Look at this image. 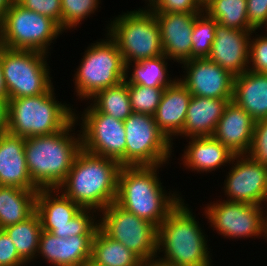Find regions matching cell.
<instances>
[{
    "label": "cell",
    "instance_id": "6da1fadb",
    "mask_svg": "<svg viewBox=\"0 0 267 266\" xmlns=\"http://www.w3.org/2000/svg\"><path fill=\"white\" fill-rule=\"evenodd\" d=\"M78 116L74 112V119L59 132L25 138L27 168L38 189H57L71 170L82 149L80 131L74 133Z\"/></svg>",
    "mask_w": 267,
    "mask_h": 266
},
{
    "label": "cell",
    "instance_id": "7a4b0ae2",
    "mask_svg": "<svg viewBox=\"0 0 267 266\" xmlns=\"http://www.w3.org/2000/svg\"><path fill=\"white\" fill-rule=\"evenodd\" d=\"M162 166H122L115 200L120 207L157 228L183 199L176 191L172 194L163 189L158 176Z\"/></svg>",
    "mask_w": 267,
    "mask_h": 266
},
{
    "label": "cell",
    "instance_id": "3957f363",
    "mask_svg": "<svg viewBox=\"0 0 267 266\" xmlns=\"http://www.w3.org/2000/svg\"><path fill=\"white\" fill-rule=\"evenodd\" d=\"M121 167L116 160L81 149L57 189L82 209L99 213L116 200Z\"/></svg>",
    "mask_w": 267,
    "mask_h": 266
},
{
    "label": "cell",
    "instance_id": "277c9868",
    "mask_svg": "<svg viewBox=\"0 0 267 266\" xmlns=\"http://www.w3.org/2000/svg\"><path fill=\"white\" fill-rule=\"evenodd\" d=\"M184 201L157 228V255H164L155 259L170 266H213L205 230Z\"/></svg>",
    "mask_w": 267,
    "mask_h": 266
},
{
    "label": "cell",
    "instance_id": "5b68a950",
    "mask_svg": "<svg viewBox=\"0 0 267 266\" xmlns=\"http://www.w3.org/2000/svg\"><path fill=\"white\" fill-rule=\"evenodd\" d=\"M54 85L44 94L8 99V128L24 138L50 135L63 130L73 119V107L56 100Z\"/></svg>",
    "mask_w": 267,
    "mask_h": 266
},
{
    "label": "cell",
    "instance_id": "8992f818",
    "mask_svg": "<svg viewBox=\"0 0 267 266\" xmlns=\"http://www.w3.org/2000/svg\"><path fill=\"white\" fill-rule=\"evenodd\" d=\"M110 21L107 33L117 43L125 65L164 54L159 24L151 9L127 11Z\"/></svg>",
    "mask_w": 267,
    "mask_h": 266
},
{
    "label": "cell",
    "instance_id": "52a82bcc",
    "mask_svg": "<svg viewBox=\"0 0 267 266\" xmlns=\"http://www.w3.org/2000/svg\"><path fill=\"white\" fill-rule=\"evenodd\" d=\"M85 50L75 71L74 85L78 99L89 100L96 92L126 79V65L117 43L106 33Z\"/></svg>",
    "mask_w": 267,
    "mask_h": 266
},
{
    "label": "cell",
    "instance_id": "ba28073f",
    "mask_svg": "<svg viewBox=\"0 0 267 266\" xmlns=\"http://www.w3.org/2000/svg\"><path fill=\"white\" fill-rule=\"evenodd\" d=\"M62 32L51 18L27 10L13 1L0 20V46L48 54L49 46Z\"/></svg>",
    "mask_w": 267,
    "mask_h": 266
},
{
    "label": "cell",
    "instance_id": "9c48e42d",
    "mask_svg": "<svg viewBox=\"0 0 267 266\" xmlns=\"http://www.w3.org/2000/svg\"><path fill=\"white\" fill-rule=\"evenodd\" d=\"M36 212L40 217L42 230L59 238L94 235L99 228L98 212L82 209L58 189H39L36 195Z\"/></svg>",
    "mask_w": 267,
    "mask_h": 266
},
{
    "label": "cell",
    "instance_id": "30bf717a",
    "mask_svg": "<svg viewBox=\"0 0 267 266\" xmlns=\"http://www.w3.org/2000/svg\"><path fill=\"white\" fill-rule=\"evenodd\" d=\"M48 55L34 50H13L0 46L8 99L44 94L53 86Z\"/></svg>",
    "mask_w": 267,
    "mask_h": 266
},
{
    "label": "cell",
    "instance_id": "8fae6325",
    "mask_svg": "<svg viewBox=\"0 0 267 266\" xmlns=\"http://www.w3.org/2000/svg\"><path fill=\"white\" fill-rule=\"evenodd\" d=\"M98 214L99 229L108 237L121 242L143 262L157 256V227L126 211L115 202ZM102 215V216H101Z\"/></svg>",
    "mask_w": 267,
    "mask_h": 266
},
{
    "label": "cell",
    "instance_id": "7c38bea8",
    "mask_svg": "<svg viewBox=\"0 0 267 266\" xmlns=\"http://www.w3.org/2000/svg\"><path fill=\"white\" fill-rule=\"evenodd\" d=\"M124 128L125 166L168 165L173 145L158 128L153 115L133 112L124 120Z\"/></svg>",
    "mask_w": 267,
    "mask_h": 266
},
{
    "label": "cell",
    "instance_id": "4fadbf2b",
    "mask_svg": "<svg viewBox=\"0 0 267 266\" xmlns=\"http://www.w3.org/2000/svg\"><path fill=\"white\" fill-rule=\"evenodd\" d=\"M210 202L204 215L218 235L224 238H266L267 211L264 206L227 200ZM264 208V209H263ZM256 236V237H255Z\"/></svg>",
    "mask_w": 267,
    "mask_h": 266
},
{
    "label": "cell",
    "instance_id": "5bb4252c",
    "mask_svg": "<svg viewBox=\"0 0 267 266\" xmlns=\"http://www.w3.org/2000/svg\"><path fill=\"white\" fill-rule=\"evenodd\" d=\"M81 125V144L85 151L116 160L125 166L126 133L124 121L97 111L91 104L85 108Z\"/></svg>",
    "mask_w": 267,
    "mask_h": 266
},
{
    "label": "cell",
    "instance_id": "9a60e30c",
    "mask_svg": "<svg viewBox=\"0 0 267 266\" xmlns=\"http://www.w3.org/2000/svg\"><path fill=\"white\" fill-rule=\"evenodd\" d=\"M231 164L224 180L226 200L267 205V166L256 163L247 155H235Z\"/></svg>",
    "mask_w": 267,
    "mask_h": 266
},
{
    "label": "cell",
    "instance_id": "2e32d148",
    "mask_svg": "<svg viewBox=\"0 0 267 266\" xmlns=\"http://www.w3.org/2000/svg\"><path fill=\"white\" fill-rule=\"evenodd\" d=\"M184 76L178 78L194 96L233 99L234 77L216 63L202 59H190L181 63ZM184 78V79H183Z\"/></svg>",
    "mask_w": 267,
    "mask_h": 266
},
{
    "label": "cell",
    "instance_id": "e0dca14e",
    "mask_svg": "<svg viewBox=\"0 0 267 266\" xmlns=\"http://www.w3.org/2000/svg\"><path fill=\"white\" fill-rule=\"evenodd\" d=\"M253 32L255 33L256 30L242 31L217 23L215 39L207 59L233 76L243 74L248 70L249 45Z\"/></svg>",
    "mask_w": 267,
    "mask_h": 266
},
{
    "label": "cell",
    "instance_id": "ac0fdd59",
    "mask_svg": "<svg viewBox=\"0 0 267 266\" xmlns=\"http://www.w3.org/2000/svg\"><path fill=\"white\" fill-rule=\"evenodd\" d=\"M159 24L164 55L181 64L191 59L192 30L199 14L154 13Z\"/></svg>",
    "mask_w": 267,
    "mask_h": 266
},
{
    "label": "cell",
    "instance_id": "d6986e66",
    "mask_svg": "<svg viewBox=\"0 0 267 266\" xmlns=\"http://www.w3.org/2000/svg\"><path fill=\"white\" fill-rule=\"evenodd\" d=\"M94 235H77L59 238L41 231L38 255L53 266H84L91 259Z\"/></svg>",
    "mask_w": 267,
    "mask_h": 266
},
{
    "label": "cell",
    "instance_id": "ffe728a7",
    "mask_svg": "<svg viewBox=\"0 0 267 266\" xmlns=\"http://www.w3.org/2000/svg\"><path fill=\"white\" fill-rule=\"evenodd\" d=\"M255 120L233 101L225 107L214 134L216 140L235 155H246L250 149Z\"/></svg>",
    "mask_w": 267,
    "mask_h": 266
},
{
    "label": "cell",
    "instance_id": "44dd1931",
    "mask_svg": "<svg viewBox=\"0 0 267 266\" xmlns=\"http://www.w3.org/2000/svg\"><path fill=\"white\" fill-rule=\"evenodd\" d=\"M24 146V137L0 134V185L39 190L30 178Z\"/></svg>",
    "mask_w": 267,
    "mask_h": 266
},
{
    "label": "cell",
    "instance_id": "7402d4cb",
    "mask_svg": "<svg viewBox=\"0 0 267 266\" xmlns=\"http://www.w3.org/2000/svg\"><path fill=\"white\" fill-rule=\"evenodd\" d=\"M191 97L189 90L176 79L165 88L161 102L153 115L156 125L172 145L173 139L183 131Z\"/></svg>",
    "mask_w": 267,
    "mask_h": 266
},
{
    "label": "cell",
    "instance_id": "603a6c76",
    "mask_svg": "<svg viewBox=\"0 0 267 266\" xmlns=\"http://www.w3.org/2000/svg\"><path fill=\"white\" fill-rule=\"evenodd\" d=\"M185 146L182 160L184 167L196 173H210L222 166L231 165L233 154L213 136L190 137Z\"/></svg>",
    "mask_w": 267,
    "mask_h": 266
},
{
    "label": "cell",
    "instance_id": "cb8c5ba5",
    "mask_svg": "<svg viewBox=\"0 0 267 266\" xmlns=\"http://www.w3.org/2000/svg\"><path fill=\"white\" fill-rule=\"evenodd\" d=\"M231 101L232 99H215L192 95L188 105L185 125L179 136L186 137V139L212 136L225 107Z\"/></svg>",
    "mask_w": 267,
    "mask_h": 266
},
{
    "label": "cell",
    "instance_id": "d4e9b609",
    "mask_svg": "<svg viewBox=\"0 0 267 266\" xmlns=\"http://www.w3.org/2000/svg\"><path fill=\"white\" fill-rule=\"evenodd\" d=\"M232 101L255 121L267 118V74L247 70L235 76Z\"/></svg>",
    "mask_w": 267,
    "mask_h": 266
},
{
    "label": "cell",
    "instance_id": "484cf974",
    "mask_svg": "<svg viewBox=\"0 0 267 266\" xmlns=\"http://www.w3.org/2000/svg\"><path fill=\"white\" fill-rule=\"evenodd\" d=\"M38 191L0 185V230L26 220L36 211Z\"/></svg>",
    "mask_w": 267,
    "mask_h": 266
},
{
    "label": "cell",
    "instance_id": "4316f807",
    "mask_svg": "<svg viewBox=\"0 0 267 266\" xmlns=\"http://www.w3.org/2000/svg\"><path fill=\"white\" fill-rule=\"evenodd\" d=\"M90 260L100 266H142L144 263L130 249L105 235L99 228L93 237Z\"/></svg>",
    "mask_w": 267,
    "mask_h": 266
},
{
    "label": "cell",
    "instance_id": "83f0119b",
    "mask_svg": "<svg viewBox=\"0 0 267 266\" xmlns=\"http://www.w3.org/2000/svg\"><path fill=\"white\" fill-rule=\"evenodd\" d=\"M170 59L164 54L155 58L129 63L126 65V81L129 84H138L146 87H167L175 79L169 77L168 62ZM132 66V68H130ZM133 69V71L131 70ZM132 71L131 75L130 72Z\"/></svg>",
    "mask_w": 267,
    "mask_h": 266
},
{
    "label": "cell",
    "instance_id": "f1b7e54d",
    "mask_svg": "<svg viewBox=\"0 0 267 266\" xmlns=\"http://www.w3.org/2000/svg\"><path fill=\"white\" fill-rule=\"evenodd\" d=\"M13 241L18 255L28 264L35 260L42 231L41 221L35 211L29 218L2 229Z\"/></svg>",
    "mask_w": 267,
    "mask_h": 266
},
{
    "label": "cell",
    "instance_id": "f546056e",
    "mask_svg": "<svg viewBox=\"0 0 267 266\" xmlns=\"http://www.w3.org/2000/svg\"><path fill=\"white\" fill-rule=\"evenodd\" d=\"M91 104L97 111L124 121L132 113L128 94V82L121 81L119 84L99 90L91 98Z\"/></svg>",
    "mask_w": 267,
    "mask_h": 266
},
{
    "label": "cell",
    "instance_id": "4dcf8cb0",
    "mask_svg": "<svg viewBox=\"0 0 267 266\" xmlns=\"http://www.w3.org/2000/svg\"><path fill=\"white\" fill-rule=\"evenodd\" d=\"M204 11L228 28L255 31L248 23L247 0H204Z\"/></svg>",
    "mask_w": 267,
    "mask_h": 266
},
{
    "label": "cell",
    "instance_id": "1f68e13d",
    "mask_svg": "<svg viewBox=\"0 0 267 266\" xmlns=\"http://www.w3.org/2000/svg\"><path fill=\"white\" fill-rule=\"evenodd\" d=\"M217 21L202 11L194 21L191 59L207 58L215 39Z\"/></svg>",
    "mask_w": 267,
    "mask_h": 266
},
{
    "label": "cell",
    "instance_id": "d6a6232c",
    "mask_svg": "<svg viewBox=\"0 0 267 266\" xmlns=\"http://www.w3.org/2000/svg\"><path fill=\"white\" fill-rule=\"evenodd\" d=\"M166 87H146L128 83V94L132 111L154 115Z\"/></svg>",
    "mask_w": 267,
    "mask_h": 266
},
{
    "label": "cell",
    "instance_id": "836d02e7",
    "mask_svg": "<svg viewBox=\"0 0 267 266\" xmlns=\"http://www.w3.org/2000/svg\"><path fill=\"white\" fill-rule=\"evenodd\" d=\"M100 0H61L62 30L75 29L77 25L94 14Z\"/></svg>",
    "mask_w": 267,
    "mask_h": 266
},
{
    "label": "cell",
    "instance_id": "e575fe53",
    "mask_svg": "<svg viewBox=\"0 0 267 266\" xmlns=\"http://www.w3.org/2000/svg\"><path fill=\"white\" fill-rule=\"evenodd\" d=\"M246 155L267 166V118L255 121L251 146Z\"/></svg>",
    "mask_w": 267,
    "mask_h": 266
},
{
    "label": "cell",
    "instance_id": "d590c367",
    "mask_svg": "<svg viewBox=\"0 0 267 266\" xmlns=\"http://www.w3.org/2000/svg\"><path fill=\"white\" fill-rule=\"evenodd\" d=\"M256 36L258 37L256 38ZM256 36L255 39H250L248 70L267 74V33L265 35L256 34Z\"/></svg>",
    "mask_w": 267,
    "mask_h": 266
},
{
    "label": "cell",
    "instance_id": "8d00e7d4",
    "mask_svg": "<svg viewBox=\"0 0 267 266\" xmlns=\"http://www.w3.org/2000/svg\"><path fill=\"white\" fill-rule=\"evenodd\" d=\"M151 10L153 13H191L204 11V0H159Z\"/></svg>",
    "mask_w": 267,
    "mask_h": 266
},
{
    "label": "cell",
    "instance_id": "74e56055",
    "mask_svg": "<svg viewBox=\"0 0 267 266\" xmlns=\"http://www.w3.org/2000/svg\"><path fill=\"white\" fill-rule=\"evenodd\" d=\"M27 10L37 12L54 20L62 29L61 0H14Z\"/></svg>",
    "mask_w": 267,
    "mask_h": 266
},
{
    "label": "cell",
    "instance_id": "f35d334b",
    "mask_svg": "<svg viewBox=\"0 0 267 266\" xmlns=\"http://www.w3.org/2000/svg\"><path fill=\"white\" fill-rule=\"evenodd\" d=\"M27 266L18 255L16 247L9 236L0 230V266Z\"/></svg>",
    "mask_w": 267,
    "mask_h": 266
},
{
    "label": "cell",
    "instance_id": "ab89813d",
    "mask_svg": "<svg viewBox=\"0 0 267 266\" xmlns=\"http://www.w3.org/2000/svg\"><path fill=\"white\" fill-rule=\"evenodd\" d=\"M247 17L254 30H267V0H247Z\"/></svg>",
    "mask_w": 267,
    "mask_h": 266
},
{
    "label": "cell",
    "instance_id": "60d3db41",
    "mask_svg": "<svg viewBox=\"0 0 267 266\" xmlns=\"http://www.w3.org/2000/svg\"><path fill=\"white\" fill-rule=\"evenodd\" d=\"M8 100L0 99V134L6 133L8 128Z\"/></svg>",
    "mask_w": 267,
    "mask_h": 266
},
{
    "label": "cell",
    "instance_id": "b9f144b4",
    "mask_svg": "<svg viewBox=\"0 0 267 266\" xmlns=\"http://www.w3.org/2000/svg\"><path fill=\"white\" fill-rule=\"evenodd\" d=\"M0 99L8 100V91L5 85V81H4L1 60H0Z\"/></svg>",
    "mask_w": 267,
    "mask_h": 266
},
{
    "label": "cell",
    "instance_id": "7bdbcfd3",
    "mask_svg": "<svg viewBox=\"0 0 267 266\" xmlns=\"http://www.w3.org/2000/svg\"><path fill=\"white\" fill-rule=\"evenodd\" d=\"M13 1L14 0H0V20L2 19L6 11L9 9Z\"/></svg>",
    "mask_w": 267,
    "mask_h": 266
},
{
    "label": "cell",
    "instance_id": "ee69618b",
    "mask_svg": "<svg viewBox=\"0 0 267 266\" xmlns=\"http://www.w3.org/2000/svg\"><path fill=\"white\" fill-rule=\"evenodd\" d=\"M142 266H170V265L164 264V263L160 262L159 260L154 259V260H151L148 262H144L142 264Z\"/></svg>",
    "mask_w": 267,
    "mask_h": 266
},
{
    "label": "cell",
    "instance_id": "f6af8a7d",
    "mask_svg": "<svg viewBox=\"0 0 267 266\" xmlns=\"http://www.w3.org/2000/svg\"><path fill=\"white\" fill-rule=\"evenodd\" d=\"M159 0H146V2H148L147 6H145V9H151Z\"/></svg>",
    "mask_w": 267,
    "mask_h": 266
},
{
    "label": "cell",
    "instance_id": "bcb514c9",
    "mask_svg": "<svg viewBox=\"0 0 267 266\" xmlns=\"http://www.w3.org/2000/svg\"><path fill=\"white\" fill-rule=\"evenodd\" d=\"M84 266H100L95 263H93L91 260H89Z\"/></svg>",
    "mask_w": 267,
    "mask_h": 266
},
{
    "label": "cell",
    "instance_id": "7dc6e473",
    "mask_svg": "<svg viewBox=\"0 0 267 266\" xmlns=\"http://www.w3.org/2000/svg\"><path fill=\"white\" fill-rule=\"evenodd\" d=\"M265 210H267V209H265ZM265 240L267 241V228H266V239Z\"/></svg>",
    "mask_w": 267,
    "mask_h": 266
}]
</instances>
